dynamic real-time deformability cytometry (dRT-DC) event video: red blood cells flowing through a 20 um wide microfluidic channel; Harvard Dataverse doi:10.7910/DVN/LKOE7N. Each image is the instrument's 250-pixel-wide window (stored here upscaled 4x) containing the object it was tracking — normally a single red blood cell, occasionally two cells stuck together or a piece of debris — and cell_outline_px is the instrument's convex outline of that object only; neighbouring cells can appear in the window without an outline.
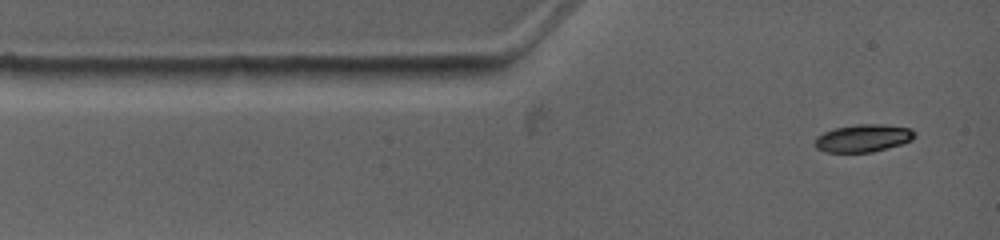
{"species": "common noctule bat (a hibernating species)", "species_latin": "Nyctalus noctula", "temperature_condition": "warm", "stored_images_in_passage": 3, "camera_frame_rate_fps": 4500, "um_per_image_px": 0.085, "animal": {"sex": "female", "body_mass_g": 19.0, "forearm_length_mm": 53.3}, "frame": {"image": 1, "passage_image": 1, "time_ms": 0.0, "image_size_px": [1000, 240], "cell_outline_px": [[916, 136], [912, 140], [900, 144], [872, 152], [824, 152], [816, 148], [816, 136], [824, 132], [836, 128], [856, 124], [880, 124], [912, 128]], "centroid_in_image_um": [73.38, 11.74], "position_along_channel_um": 11.6, "area_um2": 15.95}}
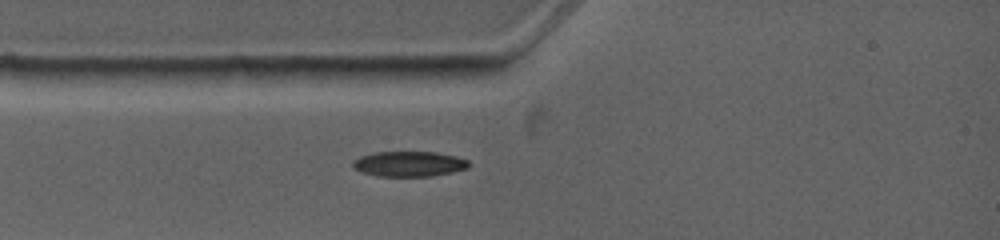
{"frame": {"image": 2, "passage_image": 3, "time_ms": 1.778, "image_size_px": [1000, 240], "cell_outline_px": [[468, 168], [452, 172], [432, 176], [376, 176], [352, 168], [352, 160], [360, 156], [372, 152], [436, 152], [456, 156], [468, 160]], "centroid_in_image_um": [34.74, 13.92], "position_along_channel_um": 50.3, "area_um2": 17.11}}